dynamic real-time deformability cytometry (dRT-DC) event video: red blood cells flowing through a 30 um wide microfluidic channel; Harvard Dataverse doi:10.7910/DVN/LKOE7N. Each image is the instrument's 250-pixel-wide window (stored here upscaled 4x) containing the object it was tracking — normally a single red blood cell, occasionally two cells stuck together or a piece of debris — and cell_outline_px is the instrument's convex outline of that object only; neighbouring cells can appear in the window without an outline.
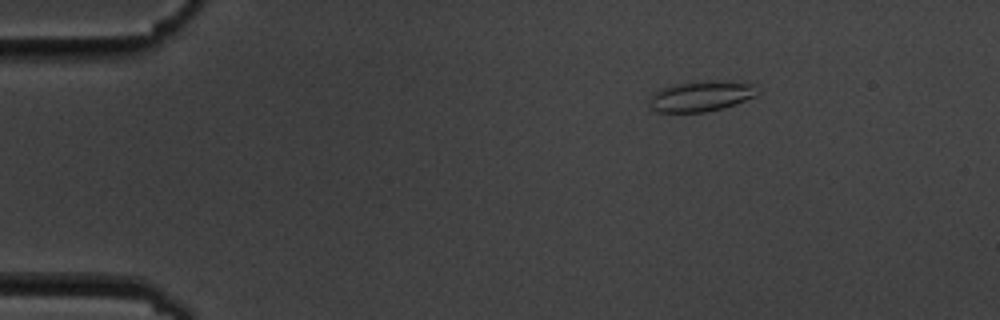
{"species": "common noctule bat (a hibernating species)", "species_latin": "Nyctalus noctula", "temperature_condition": "cold", "stored_images_in_passage": 4, "camera_frame_rate_fps": 3000, "um_per_image_px": 0.085, "animal": {"sex": "male", "body_mass_g": 19.5, "forearm_length_mm": 54.6}, "frame": {"image": 1, "passage_image": 1, "time_ms": 0.0, "image_size_px": [1000, 320], "cell_outline_px": [[756, 96], [736, 104], [724, 108], [704, 112], [660, 112], [652, 108], [648, 104], [648, 96], [660, 88], [676, 84], [708, 80], [716, 80], [756, 84]], "centroid_in_image_um": [59.56, 8.17], "position_along_channel_um": 25.4, "area_um2": 19.36}}
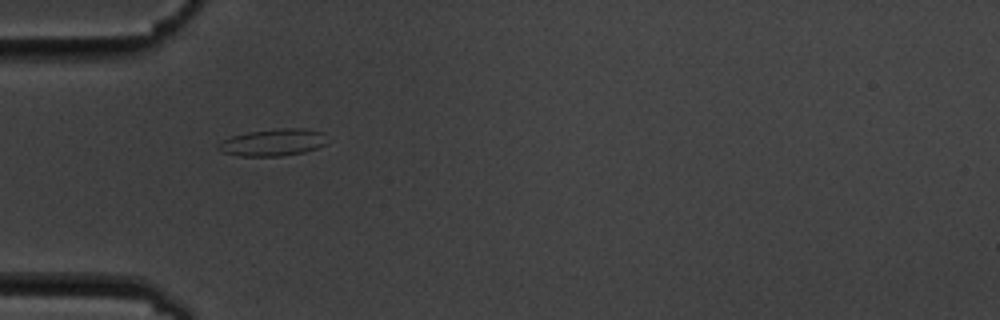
{"frame": {"image": 2, "passage_image": 3, "time_ms": 3.0, "image_size_px": [1000, 320], "cell_outline_px": [[328, 144], [304, 152], [280, 156], [240, 156], [220, 152], [216, 148], [216, 144], [232, 136], [248, 132], [280, 128], [304, 128], [324, 132]], "centroid_in_image_um": [23.21, 12.1], "position_along_channel_um": 61.8, "area_um2": 17.34}}
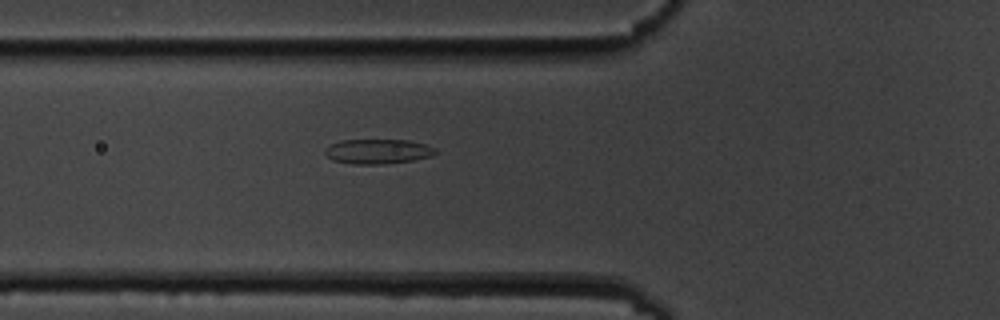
{"frame": {"image": 3, "passage_image": 4, "time_ms": 4.0, "image_size_px": [1000, 320], "cell_outline_px": [[436, 152], [432, 156], [412, 160], [384, 164], [352, 164], [332, 160], [324, 152], [324, 148], [328, 144], [340, 140], [408, 140], [424, 144], [436, 148]], "centroid_in_image_um": [32.07, 12.87], "position_along_channel_um": 93.7, "area_um2": 16.01}}